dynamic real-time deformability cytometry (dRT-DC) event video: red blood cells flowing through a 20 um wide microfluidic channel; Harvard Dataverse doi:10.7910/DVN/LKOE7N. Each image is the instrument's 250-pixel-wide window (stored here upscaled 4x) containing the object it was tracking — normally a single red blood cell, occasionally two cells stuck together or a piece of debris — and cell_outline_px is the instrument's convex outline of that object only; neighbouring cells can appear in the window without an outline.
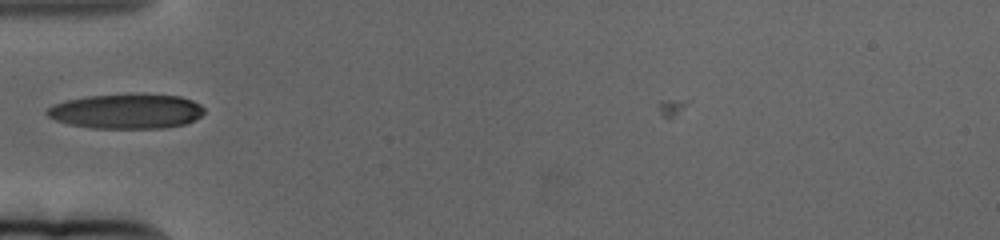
{"species": "human", "species_latin": "Homo sapiens", "temperature_condition": "cold", "stored_images_in_passage": 39, "camera_frame_rate_fps": 3000, "um_per_image_px": 0.085, "donor": {"sex": "female"}, "frame": {"image": 1, "passage_image": 1, "time_ms": 0.0, "image_size_px": [1000, 240], "cell_outline_px": [[204, 112], [196, 120], [184, 124], [164, 128], [92, 128], [68, 124], [56, 120], [48, 116], [44, 112], [52, 104], [64, 100], [88, 96], [136, 92], [180, 96], [192, 100], [200, 104], [204, 108]], "centroid_in_image_um": [10.75, 9.43], "position_along_channel_um": 74.2, "area_um2": 32.6}}
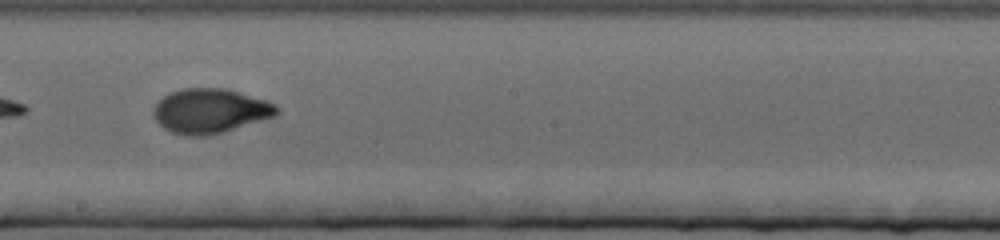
{"frame": {"image": 2, "passage_image": 16, "time_ms": 5.0, "image_size_px": [1000, 240], "cell_outline_px": [[280, 112], [276, 116], [224, 132], [208, 136], [184, 136], [172, 132], [164, 128], [152, 116], [152, 108], [156, 100], [172, 92], [184, 88], [224, 88], [268, 100], [276, 104], [280, 108]], "centroid_in_image_um": [17.87, 9.43], "position_along_channel_um": 230.3, "area_um2": 32.48}}
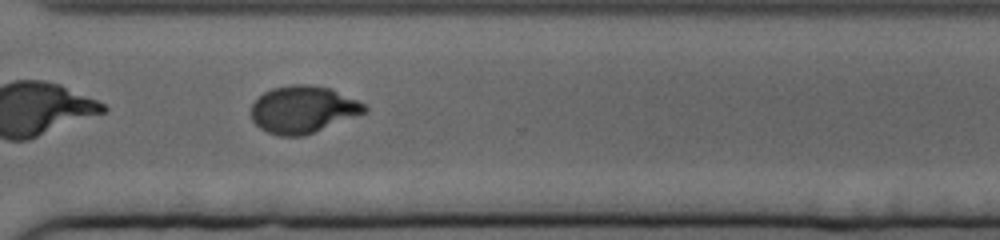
{"frame": {"image": 3, "passage_image": 27, "time_ms": 8.667, "image_size_px": [1000, 240], "cell_outline_px": [[368, 112], [304, 136], [276, 136], [260, 128], [252, 120], [252, 104], [264, 92], [272, 88], [292, 84], [308, 84], [332, 88], [364, 104], [368, 108]], "centroid_in_image_um": [25.77, 9.31], "position_along_channel_um": 344.8, "area_um2": 31.27}}